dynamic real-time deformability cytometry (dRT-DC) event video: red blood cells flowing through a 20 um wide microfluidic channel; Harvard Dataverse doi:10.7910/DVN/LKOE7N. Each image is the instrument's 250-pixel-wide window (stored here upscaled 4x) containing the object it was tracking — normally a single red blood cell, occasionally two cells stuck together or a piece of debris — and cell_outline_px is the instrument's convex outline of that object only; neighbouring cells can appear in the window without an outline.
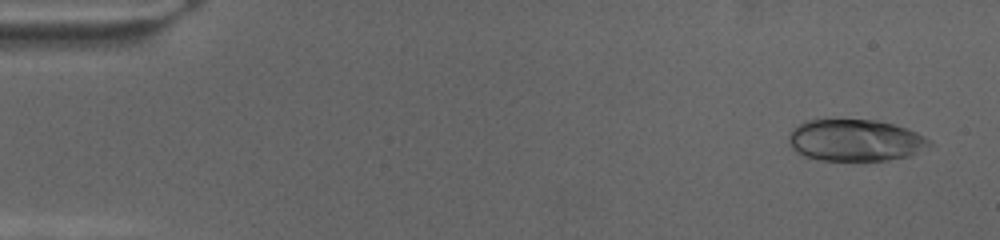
{"species": "human", "species_latin": "Homo sapiens", "temperature_condition": "cold", "stored_images_in_passage": 70, "camera_frame_rate_fps": 3000, "um_per_image_px": 0.085, "donor": {"sex": "female"}, "frame": {"image": 1, "passage_image": 3, "time_ms": 0.667, "image_size_px": [1000, 240], "cell_outline_px": [[932, 144], [908, 156], [888, 160], [816, 160], [804, 156], [796, 152], [792, 148], [788, 140], [788, 136], [792, 128], [816, 116], [876, 120], [892, 124], [916, 132], [924, 136]], "centroid_in_image_um": [72.59, 11.88], "position_along_channel_um": 12.4, "area_um2": 34.91}}
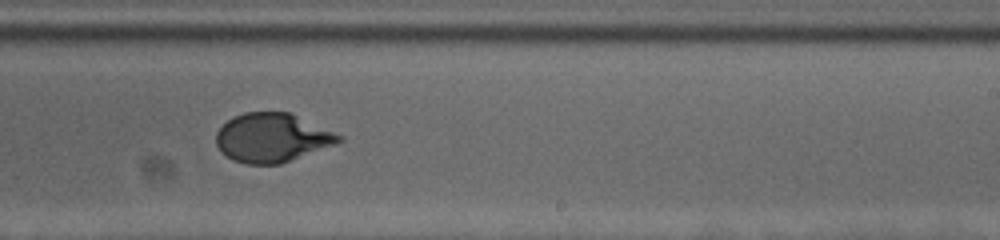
{"frame": {"image": 2, "passage_image": 43, "time_ms": 14.0, "image_size_px": [1000, 240], "cell_outline_px": [[344, 140], [336, 144], [280, 164], [248, 164], [232, 160], [220, 152], [216, 144], [216, 132], [228, 120], [244, 112], [292, 112], [344, 136]], "centroid_in_image_um": [23.15, 11.7], "position_along_channel_um": 265.8, "area_um2": 35.2}}
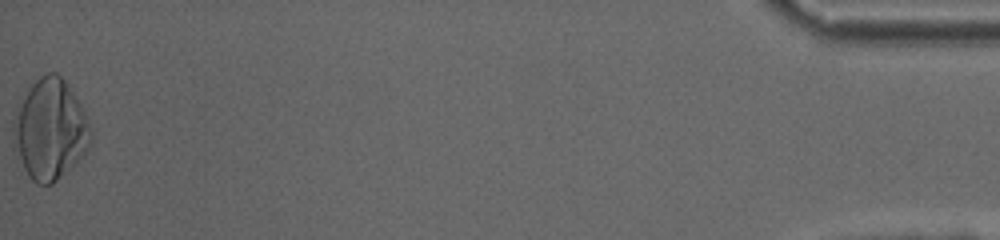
{"frame": {"image": 3, "passage_image": 70, "time_ms": 23.0, "image_size_px": [1000, 240], "cell_outline_px": [[92, 136], [88, 148], [52, 184], [36, 184], [28, 176], [12, 144], [12, 124], [16, 104], [28, 88], [40, 76], [48, 72], [56, 72], [64, 80], [80, 104], [92, 128]], "centroid_in_image_um": [4.2, 10.97], "position_along_channel_um": 431.0, "area_um2": 45.2}}